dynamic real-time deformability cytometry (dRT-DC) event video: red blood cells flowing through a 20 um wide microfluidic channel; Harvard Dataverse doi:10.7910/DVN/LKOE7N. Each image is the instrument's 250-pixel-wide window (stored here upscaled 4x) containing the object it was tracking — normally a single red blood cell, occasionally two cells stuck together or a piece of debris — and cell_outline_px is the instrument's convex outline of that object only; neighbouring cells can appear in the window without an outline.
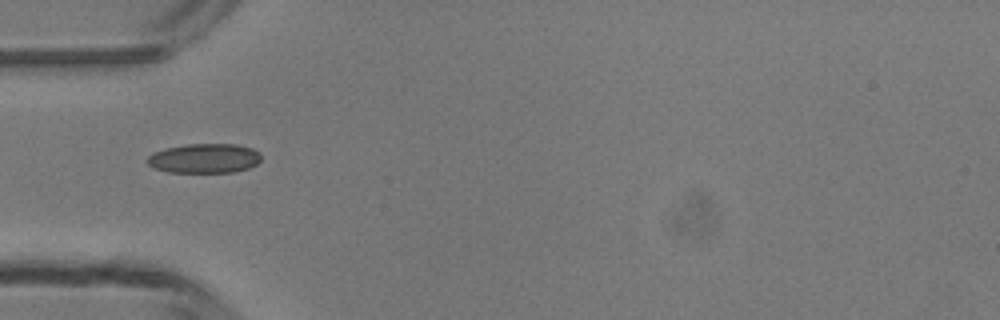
{"species": "common noctule bat (a hibernating species)", "species_latin": "Nyctalus noctula", "temperature_condition": "room temperature", "stored_images_in_passage": 20, "camera_frame_rate_fps": 3000, "um_per_image_px": 0.085, "animal": {"sex": "male", "body_mass_g": 13.3}, "frame": {"image": 1, "passage_image": 1, "time_ms": 0.0, "image_size_px": [1000, 320], "cell_outline_px": [[260, 160], [256, 164], [248, 168], [232, 172], [168, 172], [152, 168], [144, 160], [152, 152], [164, 148], [188, 144], [236, 144], [252, 148], [260, 152]], "centroid_in_image_um": [17.32, 13.45], "position_along_channel_um": 67.7, "area_um2": 19.77}}
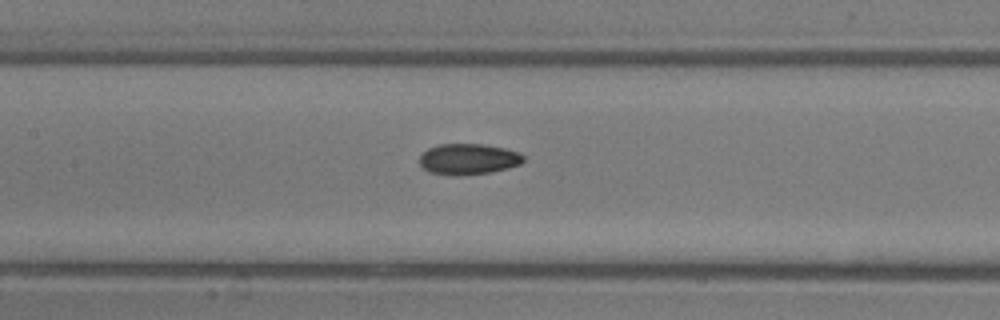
{"frame": {"image": 2, "passage_image": 8, "time_ms": 2.333, "image_size_px": [1000, 320], "cell_outline_px": [[524, 160], [520, 164], [508, 168], [488, 172], [428, 172], [420, 164], [420, 156], [428, 148], [436, 144], [484, 144], [504, 148], [520, 152], [524, 156]], "centroid_in_image_um": [39.85, 13.45], "position_along_channel_um": 167.5, "area_um2": 17.86}}
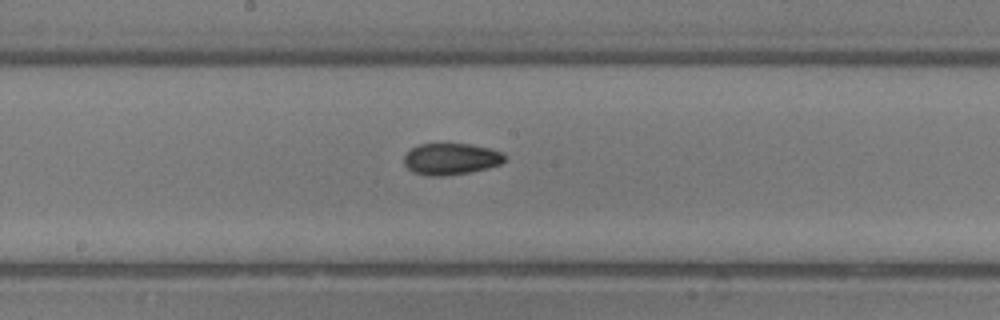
{"frame": {"image": 3, "passage_image": 11, "time_ms": 3.333, "image_size_px": [1000, 320], "cell_outline_px": [[508, 156], [500, 164], [488, 168], [468, 172], [444, 176], [428, 176], [412, 172], [404, 164], [404, 156], [412, 148], [420, 144], [472, 144], [492, 148]], "centroid_in_image_um": [38.34, 13.51], "position_along_channel_um": 209.9, "area_um2": 18.55}}